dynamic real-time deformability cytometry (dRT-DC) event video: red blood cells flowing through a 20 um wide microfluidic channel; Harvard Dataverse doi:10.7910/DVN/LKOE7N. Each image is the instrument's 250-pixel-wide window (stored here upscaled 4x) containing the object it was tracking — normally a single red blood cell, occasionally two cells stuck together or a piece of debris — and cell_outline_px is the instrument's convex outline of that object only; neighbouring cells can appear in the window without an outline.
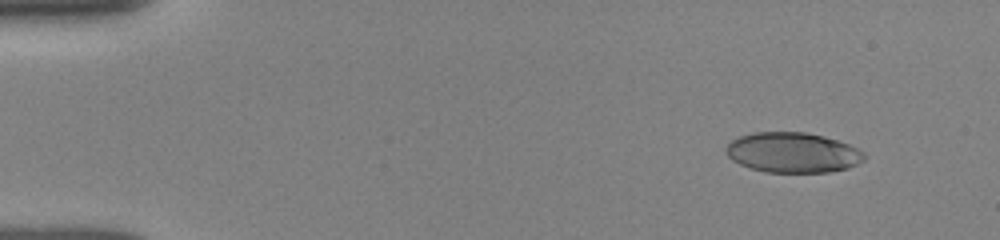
{"species": "human", "species_latin": "Homo sapiens", "temperature_condition": "room temperature", "stored_images_in_passage": 39, "camera_frame_rate_fps": 3000, "um_per_image_px": 0.085, "donor": {"sex": "female"}, "frame": {"image": 1, "passage_image": 3, "time_ms": 1.0, "image_size_px": [1000, 240], "cell_outline_px": [[868, 156], [864, 160], [848, 168], [828, 172], [764, 172], [740, 164], [732, 160], [728, 156], [724, 148], [732, 140], [740, 136], [752, 132], [804, 132], [824, 136], [848, 144], [864, 152]], "centroid_in_image_um": [67.38, 12.96], "position_along_channel_um": 17.6, "area_um2": 32.37}}
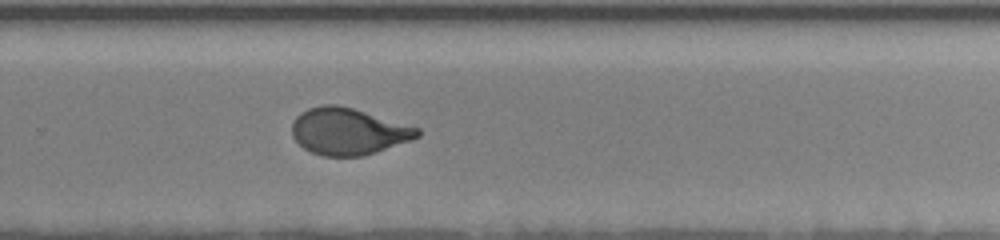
{"frame": {"image": 2, "passage_image": 19, "time_ms": 11.0, "image_size_px": [1000, 240], "cell_outline_px": [[420, 136], [412, 140], [364, 156], [324, 156], [312, 152], [304, 148], [292, 136], [292, 124], [296, 116], [300, 112], [308, 108], [324, 104], [336, 104], [352, 108], [420, 128]], "centroid_in_image_um": [29.6, 11.17], "position_along_channel_um": 300.2, "area_um2": 34.1}}
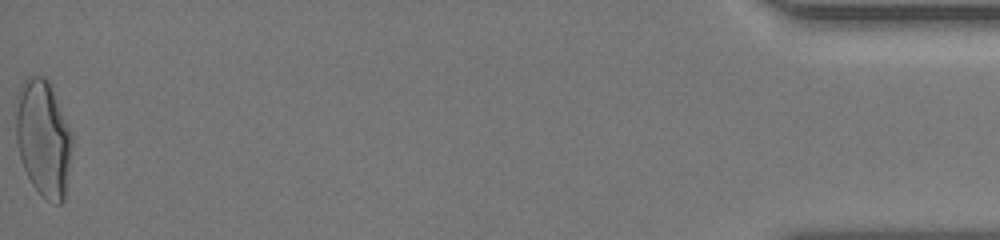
{"frame": {"image": 3, "passage_image": 39, "time_ms": 16.667, "image_size_px": [1000, 240], "cell_outline_px": [[72, 144], [64, 200], [60, 204], [56, 204], [48, 200], [32, 184], [24, 168], [20, 156], [16, 140], [16, 108], [20, 84], [28, 76], [44, 76], [48, 80], [72, 136]], "centroid_in_image_um": [3.67, 11.74], "position_along_channel_um": 431.5, "area_um2": 37.51}, "authors_computed_cell_mechanics": {"area_um2": 34.102, "velocity_mm_per_s": 3.9063, "shape_relaxation_time_tau1_ms": 5.7708, "shape_relaxation_time_tau2_ms": null, "deformation_change_tau1": 0.2026, "deformation_change_tau2": null}}